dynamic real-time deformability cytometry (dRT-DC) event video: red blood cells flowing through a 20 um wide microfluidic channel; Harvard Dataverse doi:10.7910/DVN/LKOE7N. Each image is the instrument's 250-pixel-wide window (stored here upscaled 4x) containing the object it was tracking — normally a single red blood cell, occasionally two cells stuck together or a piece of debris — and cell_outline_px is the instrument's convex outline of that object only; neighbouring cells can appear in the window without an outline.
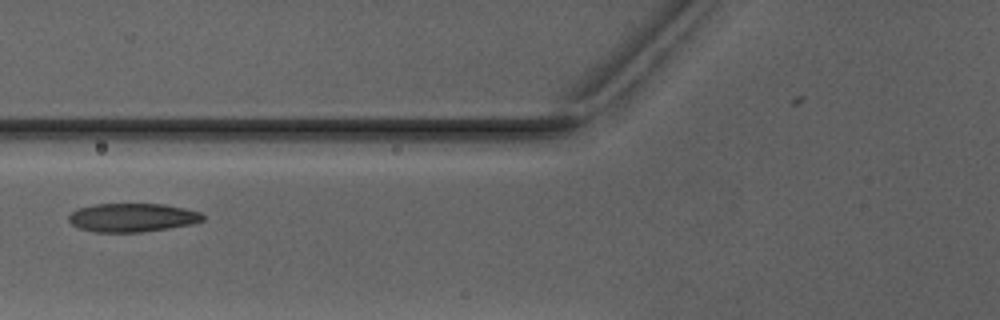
{"species": "Egyptian fruit bat (a non-hibernating species)", "species_latin": "Rousettus aegyptiacus", "temperature_condition": "warm", "stored_images_in_passage": 6, "camera_frame_rate_fps": 3000, "um_per_image_px": 0.085, "animal": {"sex": "male"}, "frame": {"image": 1, "passage_image": 4, "time_ms": 4.667, "image_size_px": [1000, 320], "cell_outline_px": [[204, 220], [192, 224], [168, 228], [140, 232], [96, 232], [80, 228], [72, 224], [68, 220], [68, 216], [72, 212], [80, 208], [96, 204], [164, 204], [184, 208], [200, 212], [204, 216]], "centroid_in_image_um": [11.26, 18.49], "position_along_channel_um": 114.5, "area_um2": 22.2}}
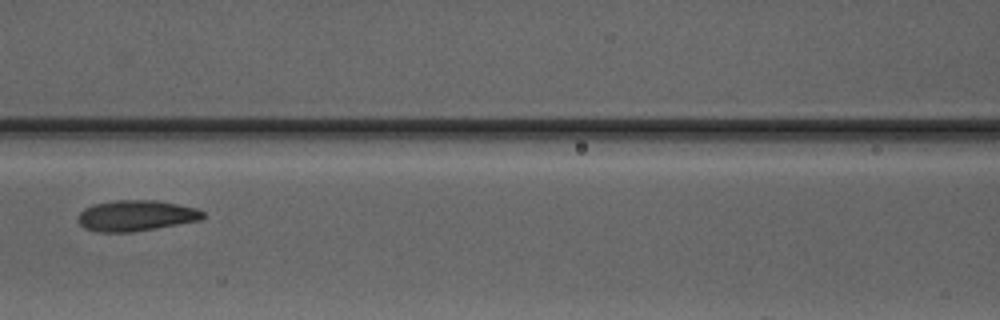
{"frame": {"image": 2, "passage_image": 5, "time_ms": 5.667, "image_size_px": [1000, 320], "cell_outline_px": [[204, 216], [200, 220], [156, 228], [132, 232], [96, 232], [84, 228], [76, 220], [80, 212], [84, 208], [92, 204], [116, 200], [156, 200], [196, 208], [204, 212]], "centroid_in_image_um": [11.51, 18.33], "position_along_channel_um": 155.1, "area_um2": 22.48}}
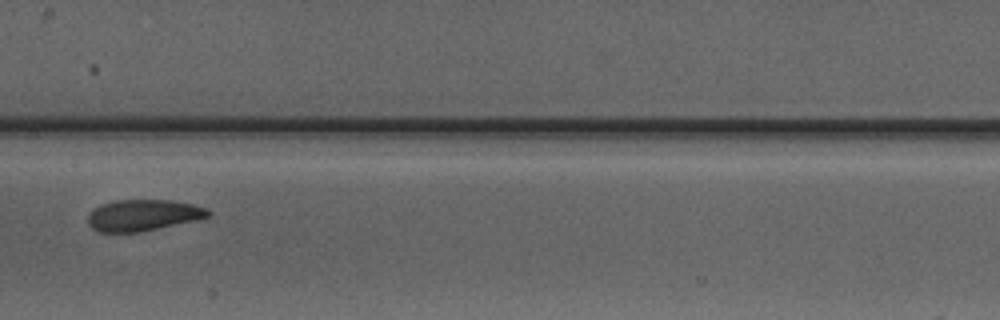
{"frame": {"image": 3, "passage_image": 6, "time_ms": 6.667, "image_size_px": [1000, 320], "cell_outline_px": [[212, 212], [208, 216], [196, 220], [140, 232], [96, 232], [88, 224], [88, 216], [100, 204], [116, 200], [168, 200], [192, 204], [208, 208]], "centroid_in_image_um": [12.16, 18.29], "position_along_channel_um": 195.2, "area_um2": 21.85}}